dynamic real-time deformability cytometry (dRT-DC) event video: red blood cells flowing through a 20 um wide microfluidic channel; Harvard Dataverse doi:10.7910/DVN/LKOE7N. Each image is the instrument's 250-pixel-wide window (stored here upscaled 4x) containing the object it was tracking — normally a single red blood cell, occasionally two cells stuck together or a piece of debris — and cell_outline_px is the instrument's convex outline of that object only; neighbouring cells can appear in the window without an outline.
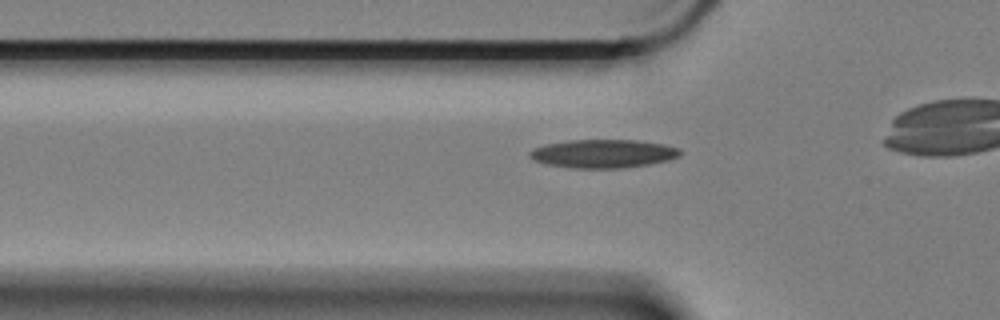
{"species": "Egyptian fruit bat (a non-hibernating species)", "species_latin": "Rousettus aegyptiacus", "temperature_condition": "cold", "stored_images_in_passage": 35, "camera_frame_rate_fps": 3000, "um_per_image_px": 0.085, "animal": {"sex": "female"}, "frame": {"image": 1, "passage_image": 7, "time_ms": 2.0, "image_size_px": [1000, 320], "cell_outline_px": [[680, 156], [668, 160], [648, 164], [624, 168], [572, 168], [548, 164], [532, 160], [528, 156], [528, 152], [532, 148], [548, 144], [568, 140], [636, 140], [664, 144], [680, 148]], "centroid_in_image_um": [51.25, 13.06], "position_along_channel_um": 74.5, "area_um2": 24.97}}
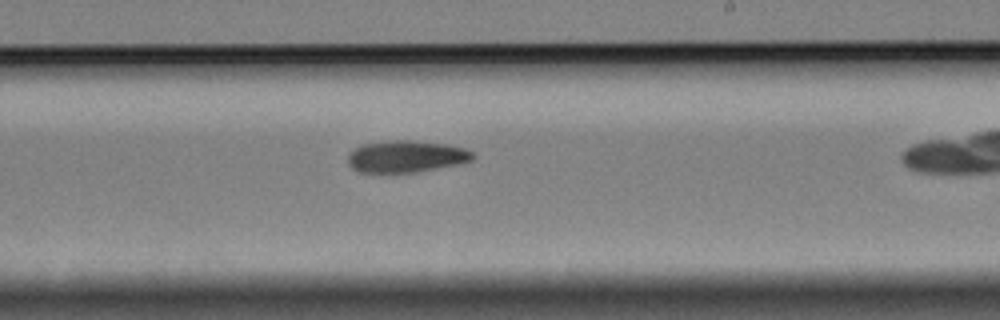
{"frame": {"image": 2, "passage_image": 23, "time_ms": 7.333, "image_size_px": [1000, 320], "cell_outline_px": [[476, 156], [472, 160], [456, 164], [416, 172], [360, 172], [352, 168], [348, 164], [348, 152], [360, 144], [388, 140], [408, 140], [448, 144], [464, 148], [472, 152]], "centroid_in_image_um": [34.48, 13.28], "position_along_channel_um": 254.5, "area_um2": 23.24}}
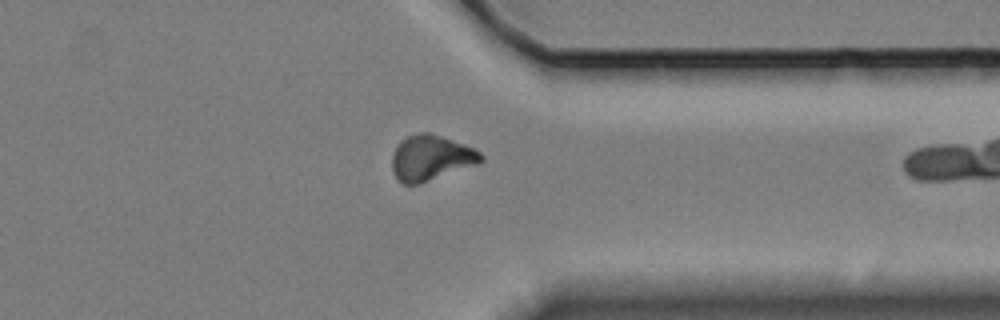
{"frame": {"image": 3, "passage_image": 34, "time_ms": 11.0, "image_size_px": [1000, 320], "cell_outline_px": [[484, 160], [480, 164], [416, 184], [404, 184], [392, 172], [392, 152], [400, 140], [408, 136], [420, 132], [428, 132], [464, 144], [480, 152], [484, 156]], "centroid_in_image_um": [36.63, 13.41], "position_along_channel_um": 374.8, "area_um2": 23.41}}